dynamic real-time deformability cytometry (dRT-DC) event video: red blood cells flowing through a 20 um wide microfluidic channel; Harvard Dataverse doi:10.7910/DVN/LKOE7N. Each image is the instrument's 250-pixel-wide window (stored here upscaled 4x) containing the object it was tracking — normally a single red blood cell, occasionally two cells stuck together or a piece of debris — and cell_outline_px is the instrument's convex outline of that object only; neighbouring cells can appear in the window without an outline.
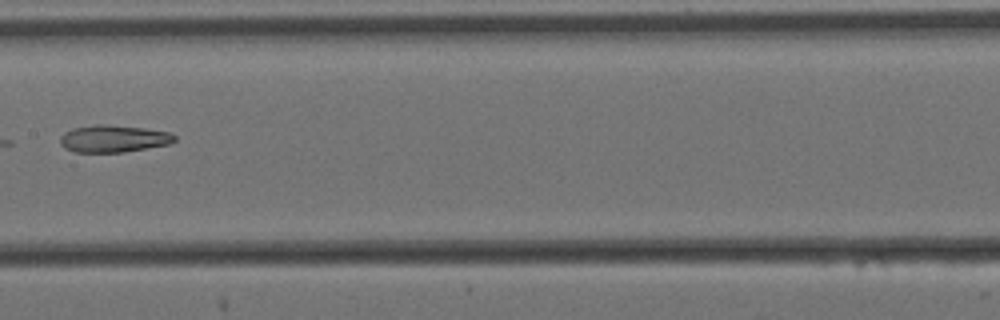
{"species": "Egyptian fruit bat (a non-hibernating species)", "species_latin": "Rousettus aegyptiacus", "temperature_condition": "cold", "stored_images_in_passage": 6, "camera_frame_rate_fps": 3000, "um_per_image_px": 0.085, "animal": {"sex": "female"}, "frame": {"image": 1, "passage_image": 6, "time_ms": 1.667, "image_size_px": [1000, 320], "cell_outline_px": [[176, 140], [168, 144], [124, 152], [76, 152], [64, 148], [60, 144], [60, 136], [64, 132], [72, 128], [96, 124], [100, 124], [144, 128], [172, 132], [176, 136]], "centroid_in_image_um": [9.63, 11.78], "position_along_channel_um": 197.8, "area_um2": 18.15}}